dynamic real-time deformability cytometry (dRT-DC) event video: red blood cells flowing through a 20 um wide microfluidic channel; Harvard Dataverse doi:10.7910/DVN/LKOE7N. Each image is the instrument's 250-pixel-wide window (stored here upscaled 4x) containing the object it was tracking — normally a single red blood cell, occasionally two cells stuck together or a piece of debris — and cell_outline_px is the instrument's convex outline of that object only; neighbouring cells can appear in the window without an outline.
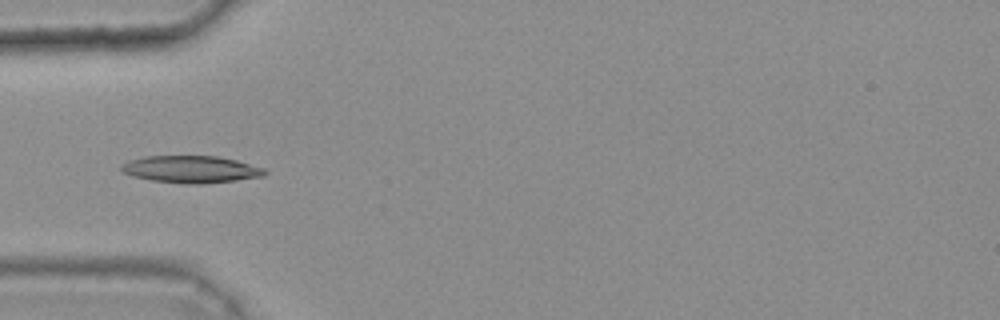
{"species": "common noctule bat (a hibernating species)", "species_latin": "Nyctalus noctula", "temperature_condition": "warm", "stored_images_in_passage": 36, "camera_frame_rate_fps": 3000, "um_per_image_px": 0.085, "animal": {"sex": "female", "body_mass_g": 25.1}, "frame": {"image": 1, "passage_image": 11, "time_ms": 3.333, "image_size_px": [1000, 320], "cell_outline_px": [[268, 172], [264, 176], [236, 180], [200, 184], [184, 184], [152, 180], [132, 176], [124, 172], [120, 168], [120, 164], [128, 160], [144, 156], [216, 156], [236, 160], [264, 168]], "centroid_in_image_um": [16.21, 14.39], "position_along_channel_um": 68.8, "area_um2": 22.72}}
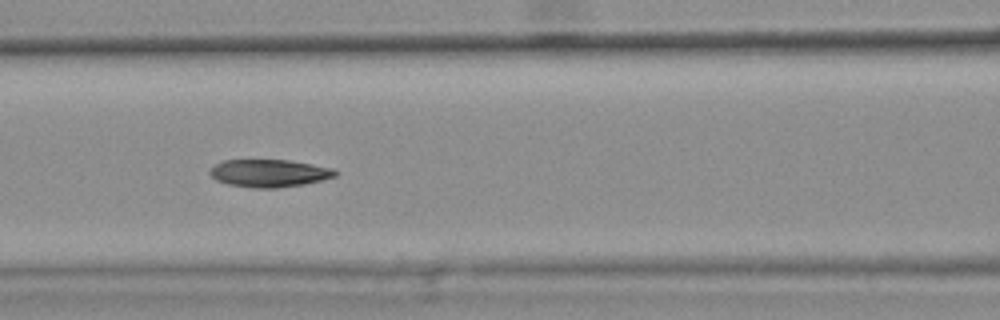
{"frame": {"image": 2, "passage_image": 17, "time_ms": 5.333, "image_size_px": [1000, 320], "cell_outline_px": [[336, 176], [304, 184], [276, 188], [252, 188], [228, 184], [216, 180], [208, 172], [216, 164], [224, 160], [288, 160], [312, 164], [332, 168], [336, 172]], "centroid_in_image_um": [22.86, 14.72], "position_along_channel_um": 143.7, "area_um2": 20.0}}
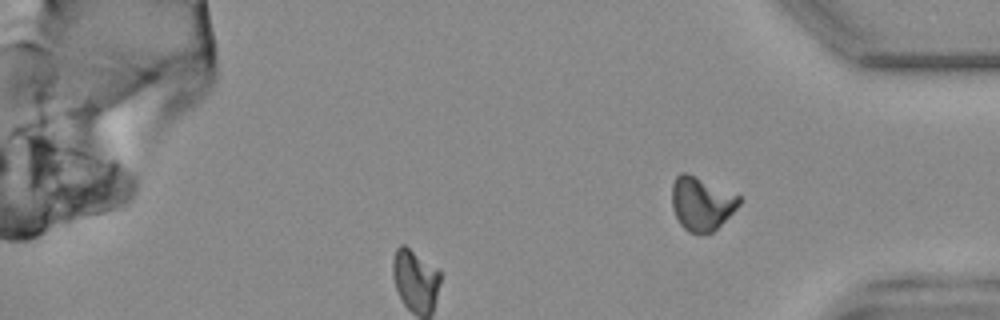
{"frame": {"image": 3, "passage_image": 36, "time_ms": 11.667, "image_size_px": [1000, 320], "cell_outline_px": [[740, 204], [712, 232], [700, 236], [688, 232], [680, 224], [672, 208], [672, 184], [676, 176], [680, 172], [684, 172], [740, 196]], "centroid_in_image_um": [59.58, 17.34], "position_along_channel_um": 375.6, "area_um2": 20.69}, "authors_computed_cell_mechanics": {"area_um2": 20.7502, "velocity_mm_per_s": 3.7397, "shape_relaxation_time_tau1_ms": 10.8578, "shape_relaxation_time_tau2_ms": 3.1626, "deformation_change_tau1": 0.2409, "deformation_change_tau2": 0.0826}}